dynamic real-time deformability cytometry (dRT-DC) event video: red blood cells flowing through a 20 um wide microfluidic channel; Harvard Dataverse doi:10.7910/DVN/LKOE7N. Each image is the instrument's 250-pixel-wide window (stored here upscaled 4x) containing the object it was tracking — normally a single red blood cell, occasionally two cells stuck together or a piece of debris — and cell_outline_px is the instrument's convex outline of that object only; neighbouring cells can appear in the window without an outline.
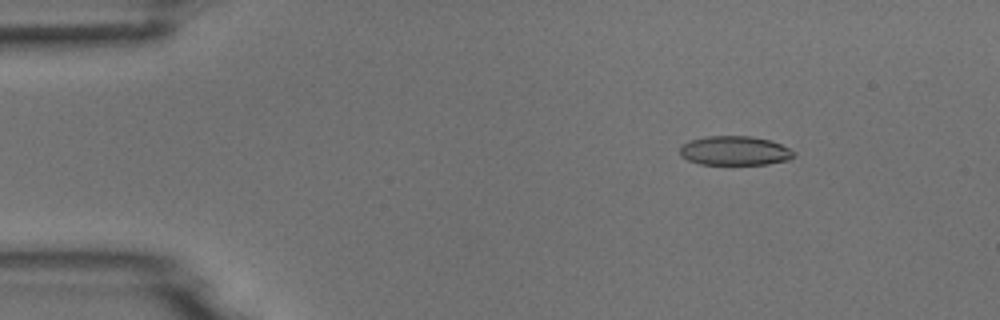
{"species": "common noctule bat (a hibernating species)", "species_latin": "Nyctalus noctula", "temperature_condition": "room temperature", "stored_images_in_passage": 5, "camera_frame_rate_fps": 3000, "um_per_image_px": 0.085, "animal": {"sex": "male", "body_mass_g": 18.8}, "frame": {"image": 1, "passage_image": 2, "time_ms": 0.333, "image_size_px": [1000, 320], "cell_outline_px": [[796, 152], [788, 160], [768, 164], [700, 164], [688, 160], [680, 156], [680, 144], [688, 140], [708, 136], [752, 136], [772, 140]], "centroid_in_image_um": [62.42, 12.8], "position_along_channel_um": 22.6, "area_um2": 19.54}}
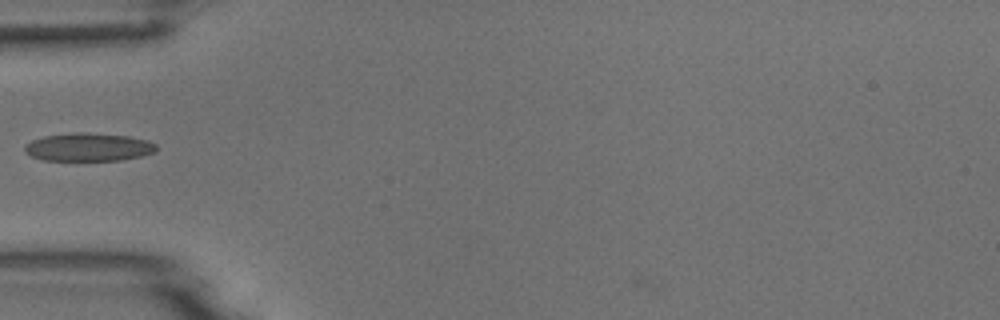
{"frame": {"image": 2, "passage_image": 5, "time_ms": 1.333, "image_size_px": [1000, 320], "cell_outline_px": [[156, 152], [124, 160], [44, 160], [32, 156], [24, 152], [24, 144], [32, 140], [44, 136], [72, 132], [88, 132], [128, 136], [148, 140], [156, 144]], "centroid_in_image_um": [7.51, 12.49], "position_along_channel_um": 77.5, "area_um2": 21.73}}